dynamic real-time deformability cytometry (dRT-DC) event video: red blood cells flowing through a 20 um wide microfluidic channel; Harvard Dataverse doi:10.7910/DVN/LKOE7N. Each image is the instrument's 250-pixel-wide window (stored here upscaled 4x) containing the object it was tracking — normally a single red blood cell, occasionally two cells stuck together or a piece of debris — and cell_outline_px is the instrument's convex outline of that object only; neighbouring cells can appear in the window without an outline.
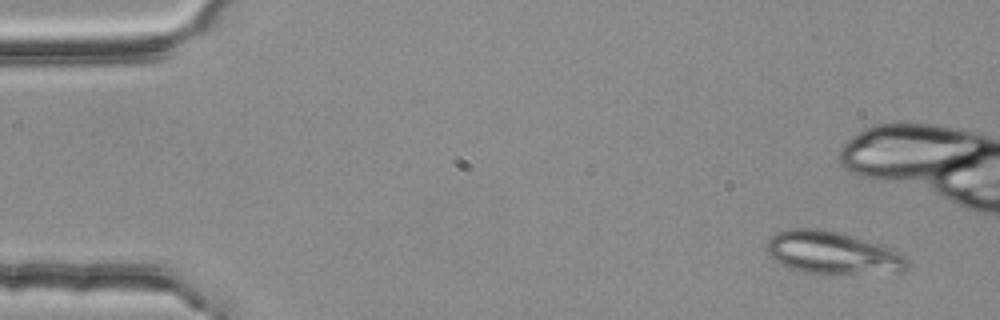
{"species": "common noctule bat (a hibernating species)", "species_latin": "Nyctalus noctula", "temperature_condition": "room temperature", "stored_images_in_passage": 4, "camera_frame_rate_fps": 3000, "um_per_image_px": 0.085, "animal": {"sex": "female", "body_mass_g": 25.1}, "frame": {"image": 1, "passage_image": 1, "time_ms": 0.0, "image_size_px": [1000, 320], "cell_outline_px": [[908, 268], [904, 272], [804, 272], [788, 268], [772, 260], [768, 256], [768, 240], [776, 232], [792, 228], [816, 228], [836, 232], [852, 236], [880, 244], [904, 252], [908, 260]], "centroid_in_image_um": [70.77, 21.47], "position_along_channel_um": 14.2, "area_um2": 34.51}}